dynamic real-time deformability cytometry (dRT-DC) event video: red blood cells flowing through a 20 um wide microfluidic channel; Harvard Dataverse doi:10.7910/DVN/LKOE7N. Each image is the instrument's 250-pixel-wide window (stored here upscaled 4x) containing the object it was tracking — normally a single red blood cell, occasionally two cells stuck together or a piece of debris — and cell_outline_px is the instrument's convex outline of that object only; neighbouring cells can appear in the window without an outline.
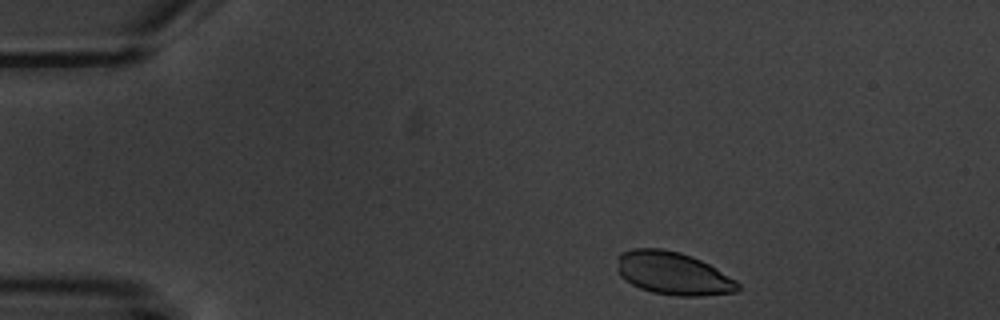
{"species": "common noctule bat (a hibernating species)", "species_latin": "Nyctalus noctula", "temperature_condition": "warm", "stored_images_in_passage": 3, "camera_frame_rate_fps": 3000, "um_per_image_px": 0.085, "animal": {"sex": "male", "body_mass_g": 20.1, "forearm_length_mm": 53.5}, "frame": {"image": 1, "passage_image": 1, "time_ms": 0.0, "image_size_px": [1000, 320], "cell_outline_px": [[740, 288], [736, 292], [700, 296], [676, 296], [652, 292], [640, 288], [624, 280], [620, 276], [616, 268], [620, 252], [632, 248], [660, 248], [680, 252], [692, 256], [708, 264], [736, 280], [740, 284]], "centroid_in_image_um": [57.18, 23.23], "position_along_channel_um": 27.8, "area_um2": 30.29}}